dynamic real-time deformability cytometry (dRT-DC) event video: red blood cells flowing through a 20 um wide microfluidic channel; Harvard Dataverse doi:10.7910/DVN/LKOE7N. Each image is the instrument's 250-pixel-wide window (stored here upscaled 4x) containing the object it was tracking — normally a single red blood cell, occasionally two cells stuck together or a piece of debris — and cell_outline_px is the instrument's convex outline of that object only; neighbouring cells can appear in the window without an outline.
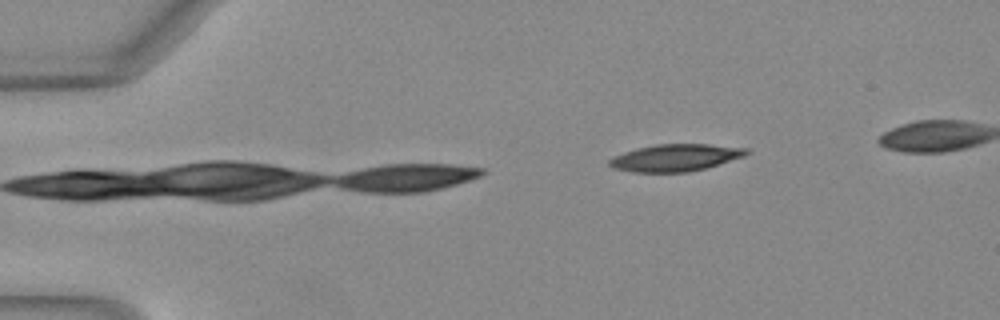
{"species": "Egyptian fruit bat (a non-hibernating species)", "species_latin": "Rousettus aegyptiacus", "temperature_condition": "warm", "stored_images_in_passage": 9, "camera_frame_rate_fps": 3000, "um_per_image_px": 0.085, "animal": {"sex": "female"}, "frame": {"image": 1, "passage_image": 9, "time_ms": 2.667, "image_size_px": [1000, 320], "cell_outline_px": [[752, 152], [744, 156], [704, 168], [688, 172], [632, 172], [612, 168], [608, 164], [608, 160], [612, 156], [636, 148], [656, 144], [708, 144], [748, 148]], "centroid_in_image_um": [57.38, 13.4], "position_along_channel_um": 27.6, "area_um2": 21.68}}